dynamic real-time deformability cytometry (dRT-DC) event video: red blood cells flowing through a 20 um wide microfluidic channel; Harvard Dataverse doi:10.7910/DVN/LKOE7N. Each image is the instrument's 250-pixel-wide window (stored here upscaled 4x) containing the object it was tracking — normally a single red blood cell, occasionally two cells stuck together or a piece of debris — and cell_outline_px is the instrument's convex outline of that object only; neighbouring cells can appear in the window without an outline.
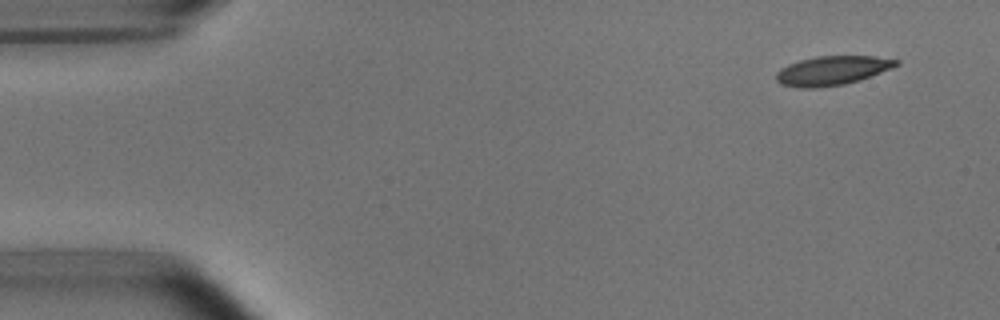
{"species": "common noctule bat (a hibernating species)", "species_latin": "Nyctalus noctula", "temperature_condition": "room temperature", "stored_images_in_passage": 4, "camera_frame_rate_fps": 3000, "um_per_image_px": 0.085, "animal": {"sex": "male", "body_mass_g": 15.6}, "frame": {"image": 1, "passage_image": 1, "time_ms": 0.0, "image_size_px": [1000, 320], "cell_outline_px": [[900, 64], [892, 68], [860, 80], [844, 84], [816, 88], [800, 88], [780, 84], [776, 80], [776, 72], [780, 68], [788, 64], [800, 60], [816, 56], [876, 56], [900, 60]], "centroid_in_image_um": [70.73, 5.99], "position_along_channel_um": 14.3, "area_um2": 20.52}}
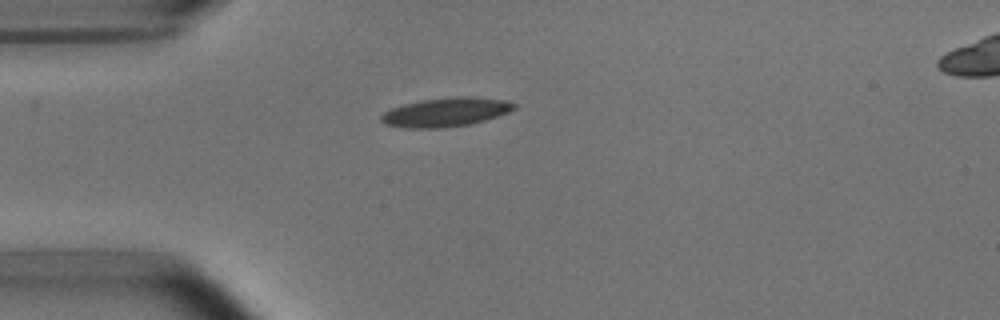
{"frame": {"image": 2, "passage_image": 4, "time_ms": 3.333, "image_size_px": [1000, 320], "cell_outline_px": [[516, 108], [508, 112], [484, 120], [468, 124], [444, 128], [404, 128], [384, 124], [380, 120], [380, 116], [384, 112], [392, 108], [404, 104], [420, 100], [456, 96], [468, 96], [504, 100], [516, 104]], "centroid_in_image_um": [37.85, 9.53], "position_along_channel_um": 47.1, "area_um2": 22.37}}